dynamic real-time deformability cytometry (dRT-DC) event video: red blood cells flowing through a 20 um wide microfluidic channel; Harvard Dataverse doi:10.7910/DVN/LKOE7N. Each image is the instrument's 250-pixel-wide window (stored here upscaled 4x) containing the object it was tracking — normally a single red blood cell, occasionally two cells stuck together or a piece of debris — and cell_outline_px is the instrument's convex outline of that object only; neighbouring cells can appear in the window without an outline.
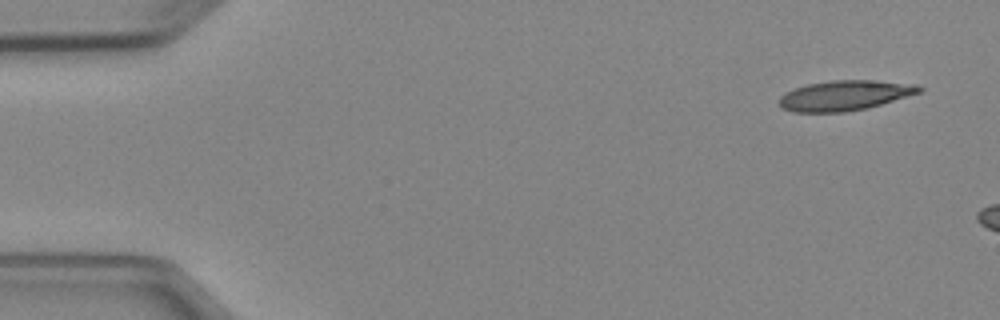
{"species": "Egyptian fruit bat (a non-hibernating species)", "species_latin": "Rousettus aegyptiacus", "temperature_condition": "cold", "stored_images_in_passage": 3, "camera_frame_rate_fps": 3000, "um_per_image_px": 0.085, "animal": {"sex": "female"}, "frame": {"image": 1, "passage_image": 1, "time_ms": 0.0, "image_size_px": [1000, 320], "cell_outline_px": [[924, 92], [868, 108], [844, 112], [792, 112], [780, 108], [780, 96], [784, 92], [808, 84], [832, 80], [876, 80], [916, 84], [924, 88]], "centroid_in_image_um": [71.85, 8.11], "position_along_channel_um": 13.1, "area_um2": 24.85}}